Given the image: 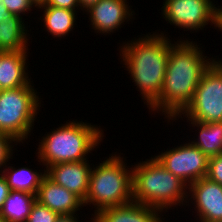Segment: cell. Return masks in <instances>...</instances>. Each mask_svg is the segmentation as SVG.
<instances>
[{
  "instance_id": "obj_1",
  "label": "cell",
  "mask_w": 222,
  "mask_h": 222,
  "mask_svg": "<svg viewBox=\"0 0 222 222\" xmlns=\"http://www.w3.org/2000/svg\"><path fill=\"white\" fill-rule=\"evenodd\" d=\"M169 51L166 74L159 98L149 107L151 111H162L167 120L177 119L191 103L203 73L215 59H207L204 50L193 41L175 42ZM210 60V61H209Z\"/></svg>"
},
{
  "instance_id": "obj_2",
  "label": "cell",
  "mask_w": 222,
  "mask_h": 222,
  "mask_svg": "<svg viewBox=\"0 0 222 222\" xmlns=\"http://www.w3.org/2000/svg\"><path fill=\"white\" fill-rule=\"evenodd\" d=\"M148 33L135 38L121 46L120 56L130 73L133 82L140 91L147 107H150L160 96L169 51L173 45L164 33Z\"/></svg>"
},
{
  "instance_id": "obj_3",
  "label": "cell",
  "mask_w": 222,
  "mask_h": 222,
  "mask_svg": "<svg viewBox=\"0 0 222 222\" xmlns=\"http://www.w3.org/2000/svg\"><path fill=\"white\" fill-rule=\"evenodd\" d=\"M132 167L133 202L159 209L184 204L188 185L166 170L155 157Z\"/></svg>"
},
{
  "instance_id": "obj_4",
  "label": "cell",
  "mask_w": 222,
  "mask_h": 222,
  "mask_svg": "<svg viewBox=\"0 0 222 222\" xmlns=\"http://www.w3.org/2000/svg\"><path fill=\"white\" fill-rule=\"evenodd\" d=\"M102 132L100 126L69 121L42 137L38 145V161L47 168L59 163L86 160L104 137Z\"/></svg>"
},
{
  "instance_id": "obj_5",
  "label": "cell",
  "mask_w": 222,
  "mask_h": 222,
  "mask_svg": "<svg viewBox=\"0 0 222 222\" xmlns=\"http://www.w3.org/2000/svg\"><path fill=\"white\" fill-rule=\"evenodd\" d=\"M128 169H127V168ZM131 169V170H130ZM133 202L132 168L127 166L123 157L114 154L103 163L91 168L87 197L83 204L99 210L122 206Z\"/></svg>"
},
{
  "instance_id": "obj_6",
  "label": "cell",
  "mask_w": 222,
  "mask_h": 222,
  "mask_svg": "<svg viewBox=\"0 0 222 222\" xmlns=\"http://www.w3.org/2000/svg\"><path fill=\"white\" fill-rule=\"evenodd\" d=\"M33 86L0 90V133L17 143L28 138L39 109V97Z\"/></svg>"
},
{
  "instance_id": "obj_7",
  "label": "cell",
  "mask_w": 222,
  "mask_h": 222,
  "mask_svg": "<svg viewBox=\"0 0 222 222\" xmlns=\"http://www.w3.org/2000/svg\"><path fill=\"white\" fill-rule=\"evenodd\" d=\"M188 120L222 122V60H215L203 73L191 103L178 115Z\"/></svg>"
},
{
  "instance_id": "obj_8",
  "label": "cell",
  "mask_w": 222,
  "mask_h": 222,
  "mask_svg": "<svg viewBox=\"0 0 222 222\" xmlns=\"http://www.w3.org/2000/svg\"><path fill=\"white\" fill-rule=\"evenodd\" d=\"M155 158L188 186L207 176L209 157L191 142L162 152Z\"/></svg>"
},
{
  "instance_id": "obj_9",
  "label": "cell",
  "mask_w": 222,
  "mask_h": 222,
  "mask_svg": "<svg viewBox=\"0 0 222 222\" xmlns=\"http://www.w3.org/2000/svg\"><path fill=\"white\" fill-rule=\"evenodd\" d=\"M162 7L164 19L171 25L197 30L213 23L216 29V5L211 0H165Z\"/></svg>"
},
{
  "instance_id": "obj_10",
  "label": "cell",
  "mask_w": 222,
  "mask_h": 222,
  "mask_svg": "<svg viewBox=\"0 0 222 222\" xmlns=\"http://www.w3.org/2000/svg\"><path fill=\"white\" fill-rule=\"evenodd\" d=\"M188 191V203L193 198L199 221H222V185L205 177L189 185Z\"/></svg>"
},
{
  "instance_id": "obj_11",
  "label": "cell",
  "mask_w": 222,
  "mask_h": 222,
  "mask_svg": "<svg viewBox=\"0 0 222 222\" xmlns=\"http://www.w3.org/2000/svg\"><path fill=\"white\" fill-rule=\"evenodd\" d=\"M91 166L88 160L59 163L46 168V176L77 195L83 202L87 197Z\"/></svg>"
},
{
  "instance_id": "obj_12",
  "label": "cell",
  "mask_w": 222,
  "mask_h": 222,
  "mask_svg": "<svg viewBox=\"0 0 222 222\" xmlns=\"http://www.w3.org/2000/svg\"><path fill=\"white\" fill-rule=\"evenodd\" d=\"M126 0H100L86 10L92 29L98 33H113L134 14ZM130 8V9H129Z\"/></svg>"
},
{
  "instance_id": "obj_13",
  "label": "cell",
  "mask_w": 222,
  "mask_h": 222,
  "mask_svg": "<svg viewBox=\"0 0 222 222\" xmlns=\"http://www.w3.org/2000/svg\"><path fill=\"white\" fill-rule=\"evenodd\" d=\"M36 201L59 215H74L84 207L83 201L74 193L45 176L38 188Z\"/></svg>"
},
{
  "instance_id": "obj_14",
  "label": "cell",
  "mask_w": 222,
  "mask_h": 222,
  "mask_svg": "<svg viewBox=\"0 0 222 222\" xmlns=\"http://www.w3.org/2000/svg\"><path fill=\"white\" fill-rule=\"evenodd\" d=\"M160 212L157 208L131 202L101 209L93 215L91 222H164Z\"/></svg>"
},
{
  "instance_id": "obj_15",
  "label": "cell",
  "mask_w": 222,
  "mask_h": 222,
  "mask_svg": "<svg viewBox=\"0 0 222 222\" xmlns=\"http://www.w3.org/2000/svg\"><path fill=\"white\" fill-rule=\"evenodd\" d=\"M27 51L1 52L0 90L32 86L26 66Z\"/></svg>"
},
{
  "instance_id": "obj_16",
  "label": "cell",
  "mask_w": 222,
  "mask_h": 222,
  "mask_svg": "<svg viewBox=\"0 0 222 222\" xmlns=\"http://www.w3.org/2000/svg\"><path fill=\"white\" fill-rule=\"evenodd\" d=\"M23 23L22 17L11 14L0 22V52L28 50L26 24Z\"/></svg>"
},
{
  "instance_id": "obj_17",
  "label": "cell",
  "mask_w": 222,
  "mask_h": 222,
  "mask_svg": "<svg viewBox=\"0 0 222 222\" xmlns=\"http://www.w3.org/2000/svg\"><path fill=\"white\" fill-rule=\"evenodd\" d=\"M38 8L44 9L43 16L40 17V20L41 18L44 20L45 30L47 29L52 36L62 38L72 31L76 21V10L46 5Z\"/></svg>"
},
{
  "instance_id": "obj_18",
  "label": "cell",
  "mask_w": 222,
  "mask_h": 222,
  "mask_svg": "<svg viewBox=\"0 0 222 222\" xmlns=\"http://www.w3.org/2000/svg\"><path fill=\"white\" fill-rule=\"evenodd\" d=\"M4 167L5 169H3L2 175L6 178L10 190L12 191H25L36 195L43 178L46 176L45 169L43 173L38 171L35 172L28 167H21L18 169L12 166Z\"/></svg>"
},
{
  "instance_id": "obj_19",
  "label": "cell",
  "mask_w": 222,
  "mask_h": 222,
  "mask_svg": "<svg viewBox=\"0 0 222 222\" xmlns=\"http://www.w3.org/2000/svg\"><path fill=\"white\" fill-rule=\"evenodd\" d=\"M35 201L34 194L11 190L0 214L7 222H26Z\"/></svg>"
},
{
  "instance_id": "obj_20",
  "label": "cell",
  "mask_w": 222,
  "mask_h": 222,
  "mask_svg": "<svg viewBox=\"0 0 222 222\" xmlns=\"http://www.w3.org/2000/svg\"><path fill=\"white\" fill-rule=\"evenodd\" d=\"M187 122H191L192 127H198V141H191L194 146L208 157L222 153V122L201 123L192 120Z\"/></svg>"
},
{
  "instance_id": "obj_21",
  "label": "cell",
  "mask_w": 222,
  "mask_h": 222,
  "mask_svg": "<svg viewBox=\"0 0 222 222\" xmlns=\"http://www.w3.org/2000/svg\"><path fill=\"white\" fill-rule=\"evenodd\" d=\"M58 217L57 212L35 201L26 222H55Z\"/></svg>"
},
{
  "instance_id": "obj_22",
  "label": "cell",
  "mask_w": 222,
  "mask_h": 222,
  "mask_svg": "<svg viewBox=\"0 0 222 222\" xmlns=\"http://www.w3.org/2000/svg\"><path fill=\"white\" fill-rule=\"evenodd\" d=\"M13 142L16 143L15 145H17V141H15L12 137L4 133H0V168L1 169L4 165L6 166L7 162L9 163L10 158H12L11 156L13 155L12 153L14 150L12 149L14 147V145L12 146ZM1 169H0V174H2L3 172V170Z\"/></svg>"
},
{
  "instance_id": "obj_23",
  "label": "cell",
  "mask_w": 222,
  "mask_h": 222,
  "mask_svg": "<svg viewBox=\"0 0 222 222\" xmlns=\"http://www.w3.org/2000/svg\"><path fill=\"white\" fill-rule=\"evenodd\" d=\"M2 4L8 10L11 15H21L27 11H31L32 7H35L30 0H1Z\"/></svg>"
},
{
  "instance_id": "obj_24",
  "label": "cell",
  "mask_w": 222,
  "mask_h": 222,
  "mask_svg": "<svg viewBox=\"0 0 222 222\" xmlns=\"http://www.w3.org/2000/svg\"><path fill=\"white\" fill-rule=\"evenodd\" d=\"M206 177L222 185V153L209 157L208 172Z\"/></svg>"
},
{
  "instance_id": "obj_25",
  "label": "cell",
  "mask_w": 222,
  "mask_h": 222,
  "mask_svg": "<svg viewBox=\"0 0 222 222\" xmlns=\"http://www.w3.org/2000/svg\"><path fill=\"white\" fill-rule=\"evenodd\" d=\"M46 6L60 7L69 10H75L79 8L78 0H46Z\"/></svg>"
},
{
  "instance_id": "obj_26",
  "label": "cell",
  "mask_w": 222,
  "mask_h": 222,
  "mask_svg": "<svg viewBox=\"0 0 222 222\" xmlns=\"http://www.w3.org/2000/svg\"><path fill=\"white\" fill-rule=\"evenodd\" d=\"M10 191L11 190L6 178L2 174H0V211L4 205L5 200L9 196Z\"/></svg>"
},
{
  "instance_id": "obj_27",
  "label": "cell",
  "mask_w": 222,
  "mask_h": 222,
  "mask_svg": "<svg viewBox=\"0 0 222 222\" xmlns=\"http://www.w3.org/2000/svg\"><path fill=\"white\" fill-rule=\"evenodd\" d=\"M99 1L100 0H78V3H79V7H81L80 9L81 10L85 9L86 11L87 9H89L91 6L95 5Z\"/></svg>"
},
{
  "instance_id": "obj_28",
  "label": "cell",
  "mask_w": 222,
  "mask_h": 222,
  "mask_svg": "<svg viewBox=\"0 0 222 222\" xmlns=\"http://www.w3.org/2000/svg\"><path fill=\"white\" fill-rule=\"evenodd\" d=\"M75 215H59L55 222H79Z\"/></svg>"
},
{
  "instance_id": "obj_29",
  "label": "cell",
  "mask_w": 222,
  "mask_h": 222,
  "mask_svg": "<svg viewBox=\"0 0 222 222\" xmlns=\"http://www.w3.org/2000/svg\"><path fill=\"white\" fill-rule=\"evenodd\" d=\"M8 15H10V13L5 8V6L2 4V2H0V22L3 21L5 19V17H7Z\"/></svg>"
},
{
  "instance_id": "obj_30",
  "label": "cell",
  "mask_w": 222,
  "mask_h": 222,
  "mask_svg": "<svg viewBox=\"0 0 222 222\" xmlns=\"http://www.w3.org/2000/svg\"><path fill=\"white\" fill-rule=\"evenodd\" d=\"M216 27L222 30V11H216Z\"/></svg>"
},
{
  "instance_id": "obj_31",
  "label": "cell",
  "mask_w": 222,
  "mask_h": 222,
  "mask_svg": "<svg viewBox=\"0 0 222 222\" xmlns=\"http://www.w3.org/2000/svg\"><path fill=\"white\" fill-rule=\"evenodd\" d=\"M35 7H40L45 4L46 0H30Z\"/></svg>"
},
{
  "instance_id": "obj_32",
  "label": "cell",
  "mask_w": 222,
  "mask_h": 222,
  "mask_svg": "<svg viewBox=\"0 0 222 222\" xmlns=\"http://www.w3.org/2000/svg\"><path fill=\"white\" fill-rule=\"evenodd\" d=\"M0 222H7L0 214Z\"/></svg>"
},
{
  "instance_id": "obj_33",
  "label": "cell",
  "mask_w": 222,
  "mask_h": 222,
  "mask_svg": "<svg viewBox=\"0 0 222 222\" xmlns=\"http://www.w3.org/2000/svg\"><path fill=\"white\" fill-rule=\"evenodd\" d=\"M218 8L216 9V11H222V6H217ZM220 7V8H219Z\"/></svg>"
},
{
  "instance_id": "obj_34",
  "label": "cell",
  "mask_w": 222,
  "mask_h": 222,
  "mask_svg": "<svg viewBox=\"0 0 222 222\" xmlns=\"http://www.w3.org/2000/svg\"><path fill=\"white\" fill-rule=\"evenodd\" d=\"M201 222H222V221H201Z\"/></svg>"
}]
</instances>
